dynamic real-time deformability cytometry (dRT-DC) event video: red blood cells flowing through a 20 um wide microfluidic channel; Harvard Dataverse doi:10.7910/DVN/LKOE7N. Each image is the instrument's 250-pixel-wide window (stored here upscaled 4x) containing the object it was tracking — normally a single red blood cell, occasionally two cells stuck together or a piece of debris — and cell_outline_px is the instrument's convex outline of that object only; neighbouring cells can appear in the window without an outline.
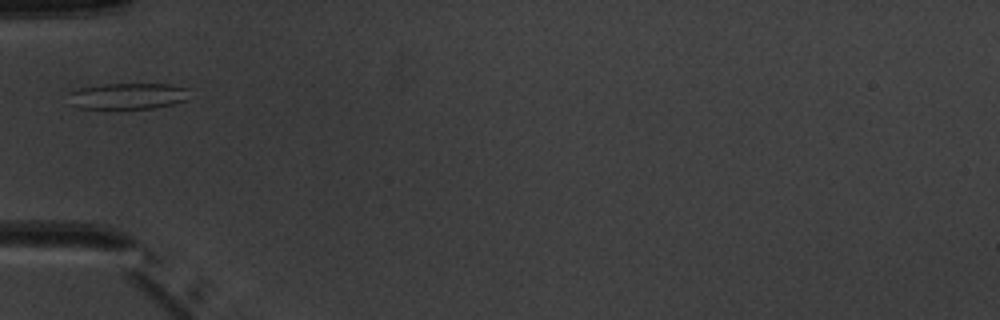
{"species": "common noctule bat (a hibernating species)", "species_latin": "Nyctalus noctula", "temperature_condition": "warm", "stored_images_in_passage": 2, "camera_frame_rate_fps": 3000, "um_per_image_px": 0.085, "animal": {"sex": "male", "body_mass_g": 20.1, "forearm_length_mm": 53.5}, "frame": {"image": 1, "passage_image": 2, "time_ms": 1.0, "image_size_px": [1000, 320], "cell_outline_px": [[188, 88], [184, 100], [172, 104], [152, 108], [76, 108], [68, 92], [80, 88], [104, 84], [172, 84]], "centroid_in_image_um": [10.86, 8.15], "position_along_channel_um": 74.1, "area_um2": 18.03}}